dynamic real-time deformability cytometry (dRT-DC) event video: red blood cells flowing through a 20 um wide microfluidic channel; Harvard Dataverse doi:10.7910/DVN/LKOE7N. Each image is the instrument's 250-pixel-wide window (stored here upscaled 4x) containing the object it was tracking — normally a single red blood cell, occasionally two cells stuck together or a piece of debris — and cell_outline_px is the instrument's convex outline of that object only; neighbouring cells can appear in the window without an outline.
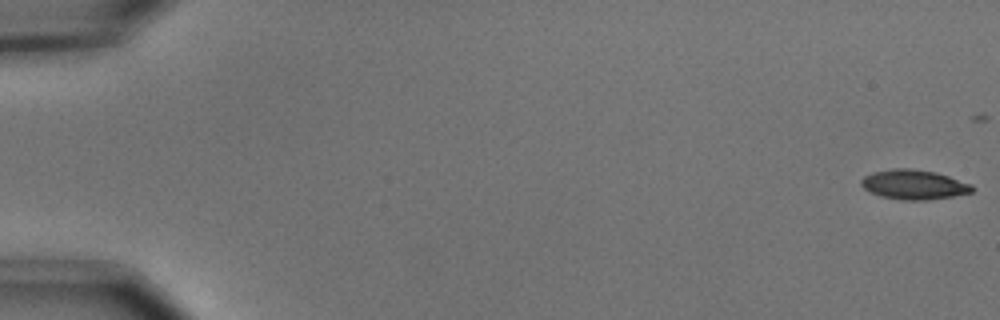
{"species": "common noctule bat (a hibernating species)", "species_latin": "Nyctalus noctula", "temperature_condition": "cold", "stored_images_in_passage": 28, "camera_frame_rate_fps": 3000, "um_per_image_px": 0.085, "animal": {"sex": "male", "body_mass_g": 15.6}, "frame": {"image": 1, "passage_image": 1, "time_ms": 0.0, "image_size_px": [1000, 320], "cell_outline_px": [[972, 192], [952, 196], [924, 200], [900, 200], [880, 196], [864, 188], [860, 184], [860, 180], [864, 176], [872, 172], [892, 168], [908, 168], [936, 172], [972, 184]], "centroid_in_image_um": [77.64, 15.68], "position_along_channel_um": 7.4, "area_um2": 19.07}}
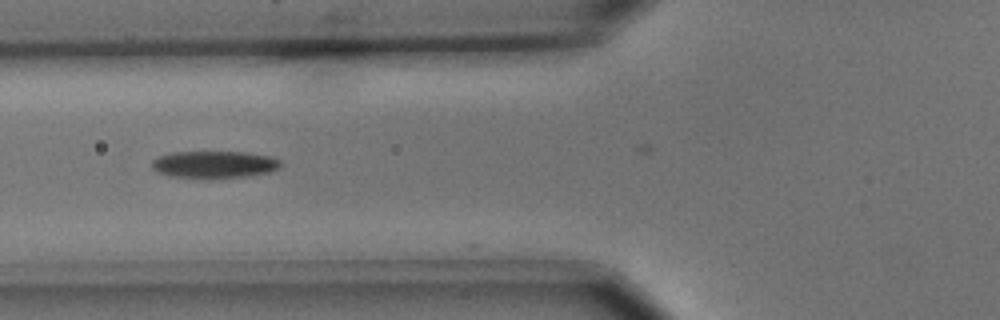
{"frame": {"image": 2, "passage_image": 22, "time_ms": 7.0, "image_size_px": [1000, 320], "cell_outline_px": [[280, 168], [272, 172], [248, 176], [212, 180], [208, 180], [172, 176], [156, 172], [152, 168], [152, 160], [156, 156], [172, 152], [244, 152], [272, 156], [280, 160]], "centroid_in_image_um": [18.21, 14.0], "position_along_channel_um": 107.6, "area_um2": 21.1}}
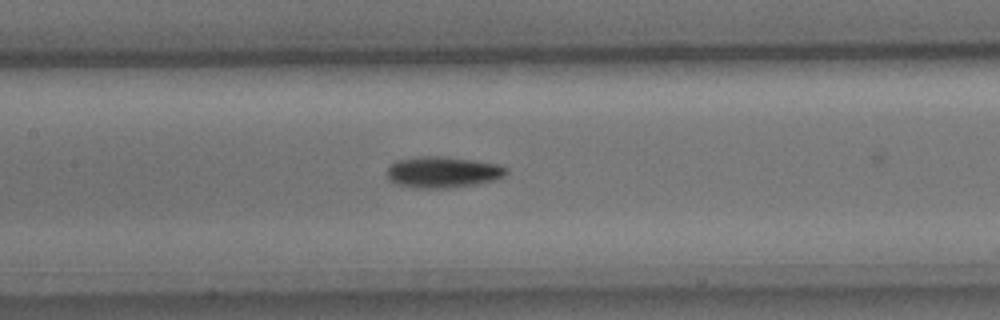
{"frame": {"image": 3, "passage_image": 27, "time_ms": 8.667, "image_size_px": [1000, 320], "cell_outline_px": [[508, 172], [504, 176], [496, 180], [476, 184], [448, 188], [412, 188], [396, 184], [388, 180], [388, 168], [396, 160], [420, 156], [440, 156], [472, 160], [496, 164], [508, 168]], "centroid_in_image_um": [37.63, 14.64], "position_along_channel_um": 169.8, "area_um2": 21.73}}